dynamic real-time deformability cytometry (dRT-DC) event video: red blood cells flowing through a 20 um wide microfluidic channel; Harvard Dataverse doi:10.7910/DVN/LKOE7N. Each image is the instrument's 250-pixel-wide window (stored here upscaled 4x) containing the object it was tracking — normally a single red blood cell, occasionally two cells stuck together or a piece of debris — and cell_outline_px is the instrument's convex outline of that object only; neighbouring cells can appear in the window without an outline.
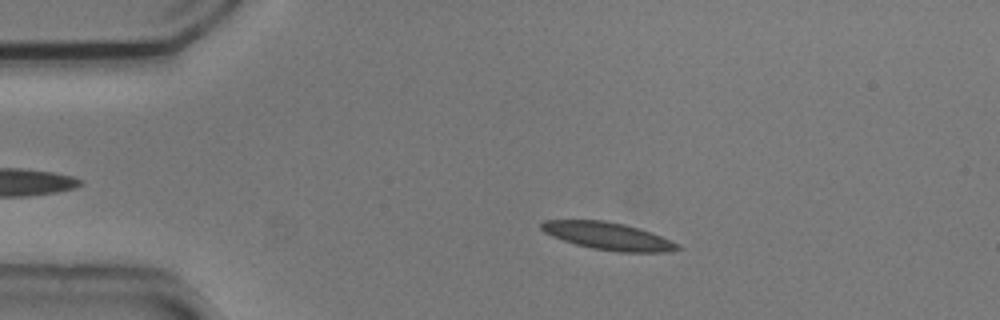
{"species": "common noctule bat (a hibernating species)", "species_latin": "Nyctalus noctula", "temperature_condition": "cold", "stored_images_in_passage": 50, "camera_frame_rate_fps": 3000, "um_per_image_px": 0.085, "animal": {"sex": "male", "body_mass_g": 20.5, "forearm_length_mm": 52.5}, "frame": {"image": 1, "passage_image": 9, "time_ms": 2.667, "image_size_px": [1000, 320], "cell_outline_px": [[680, 248], [664, 252], [616, 252], [592, 248], [576, 244], [552, 236], [544, 232], [540, 228], [540, 224], [544, 220], [604, 220], [624, 224], [660, 236], [680, 244]], "centroid_in_image_um": [51.64, 20.06], "position_along_channel_um": 33.4, "area_um2": 21.5}}
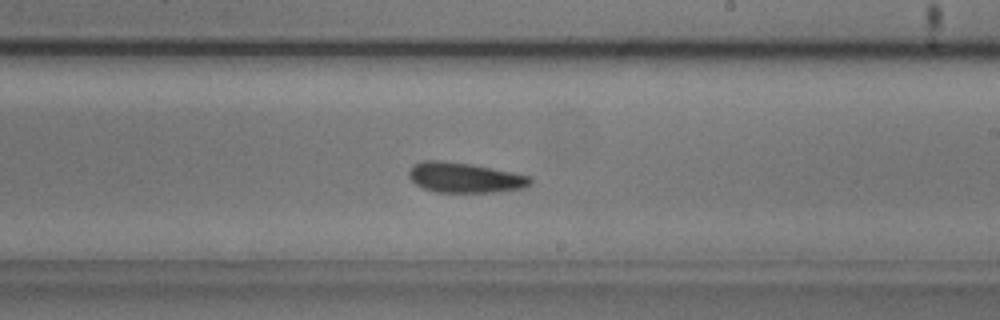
{"frame": {"image": 2, "passage_image": 30, "time_ms": 9.667, "image_size_px": [1000, 320], "cell_outline_px": [[532, 180], [524, 188], [492, 192], [436, 192], [424, 188], [416, 184], [408, 176], [408, 172], [412, 164], [424, 160], [440, 160], [472, 164], [512, 172], [528, 176]], "centroid_in_image_um": [39.45, 15.08], "position_along_channel_um": 249.6, "area_um2": 21.21}}
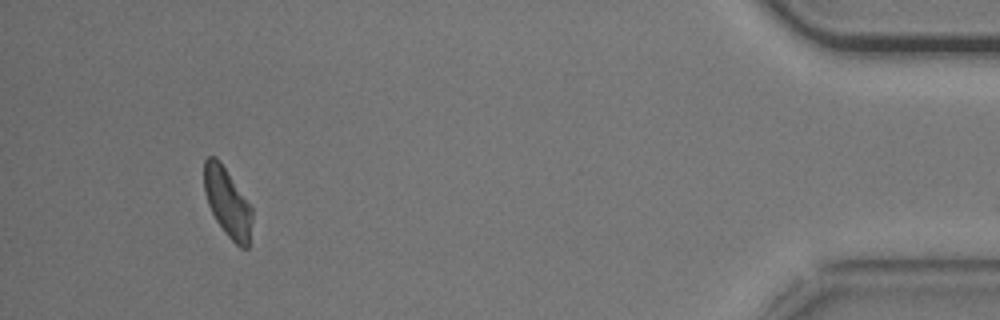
{"frame": {"image": 3, "passage_image": 49, "time_ms": 16.0, "image_size_px": [1000, 320], "cell_outline_px": [[252, 220], [248, 248], [240, 248], [224, 232], [216, 220], [208, 204], [204, 192], [204, 160], [208, 156], [216, 156], [220, 160], [252, 208]], "centroid_in_image_um": [19.32, 17.2], "position_along_channel_um": 415.9, "area_um2": 19.19}}